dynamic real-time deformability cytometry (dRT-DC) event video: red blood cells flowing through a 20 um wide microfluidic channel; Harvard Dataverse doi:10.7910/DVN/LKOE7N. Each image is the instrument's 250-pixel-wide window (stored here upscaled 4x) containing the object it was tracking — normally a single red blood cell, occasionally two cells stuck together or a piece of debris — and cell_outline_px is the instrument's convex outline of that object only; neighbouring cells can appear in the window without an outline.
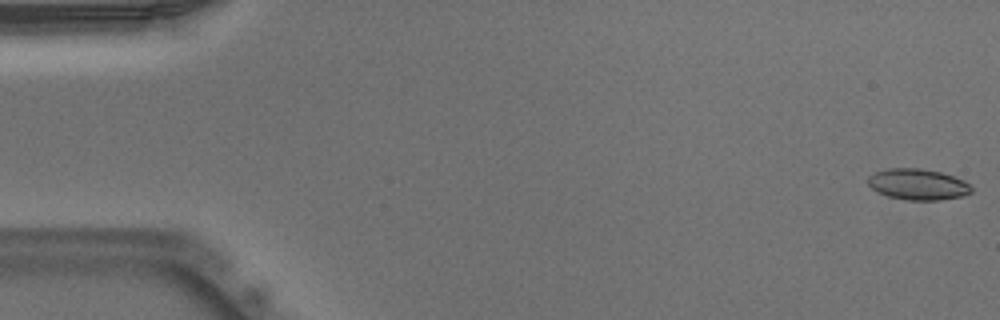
{"species": "Egyptian fruit bat (a non-hibernating species)", "species_latin": "Rousettus aegyptiacus", "temperature_condition": "warm", "stored_images_in_passage": 51, "camera_frame_rate_fps": 3000, "um_per_image_px": 0.085, "animal": {"sex": "male"}, "frame": {"image": 1, "passage_image": 1, "time_ms": 0.0, "image_size_px": [1000, 320], "cell_outline_px": [[972, 192], [960, 196], [940, 200], [904, 200], [888, 196], [872, 188], [868, 184], [868, 176], [876, 172], [888, 168], [920, 168], [940, 172], [964, 180], [972, 188]], "centroid_in_image_um": [78.01, 15.67], "position_along_channel_um": 7.0, "area_um2": 18.55}}
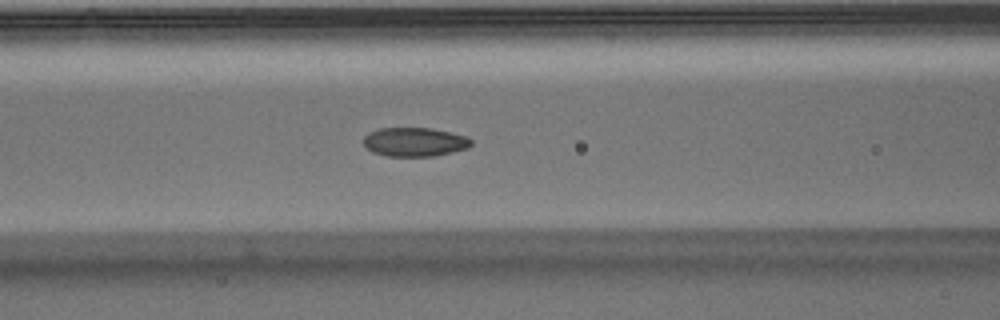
{"frame": {"image": 2, "passage_image": 21, "time_ms": 6.667, "image_size_px": [1000, 320], "cell_outline_px": [[472, 144], [468, 148], [452, 152], [432, 156], [388, 156], [372, 152], [364, 144], [364, 136], [368, 132], [380, 128], [432, 128], [468, 136], [472, 140]], "centroid_in_image_um": [35.26, 12.06], "position_along_channel_um": 131.3, "area_um2": 18.21}}
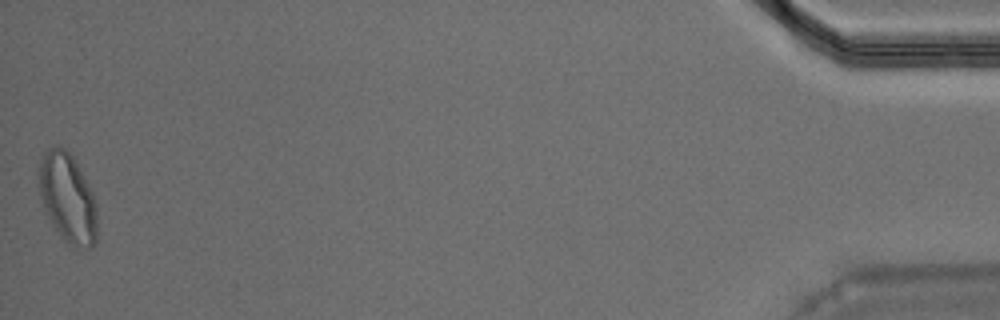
{"frame": {"image": 3, "passage_image": 51, "time_ms": 16.667, "image_size_px": [1000, 320], "cell_outline_px": [[96, 240], [92, 248], [76, 248], [64, 240], [52, 224], [44, 212], [36, 172], [40, 160], [44, 152], [48, 148], [60, 144], [72, 156], [84, 176], [92, 192], [96, 204]], "centroid_in_image_um": [5.71, 16.81], "position_along_channel_um": 429.5, "area_um2": 30.63}, "authors_computed_cell_mechanics": {"area_um2": 18.785, "velocity_mm_per_s": 3.9376, "shape_relaxation_time_tau1_ms": 9.6925, "shape_relaxation_time_tau2_ms": 1.5141, "deformation_change_tau1": 0.202, "deformation_change_tau2": 0.0664}}